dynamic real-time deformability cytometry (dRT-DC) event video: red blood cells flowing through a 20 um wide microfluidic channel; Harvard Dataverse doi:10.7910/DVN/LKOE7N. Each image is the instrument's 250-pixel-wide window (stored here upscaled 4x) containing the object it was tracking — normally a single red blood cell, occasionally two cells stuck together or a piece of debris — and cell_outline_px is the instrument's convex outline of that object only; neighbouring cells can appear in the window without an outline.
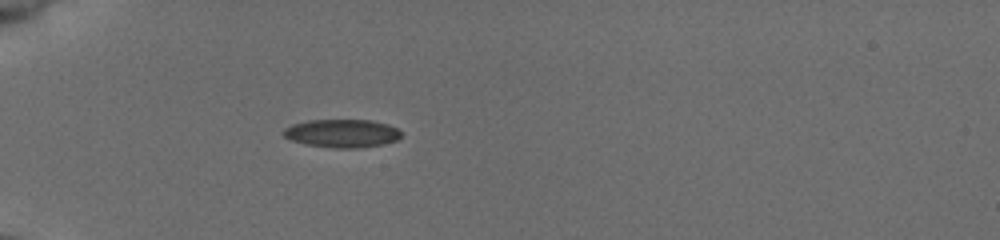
{"species": "common noctule bat (a hibernating species)", "species_latin": "Nyctalus noctula", "temperature_condition": "cold", "stored_images_in_passage": 37, "camera_frame_rate_fps": 3000, "um_per_image_px": 0.085, "animal": {"sex": "female", "body_mass_g": 19.5, "forearm_length_mm": 54.1}, "frame": {"image": 1, "passage_image": 1, "time_ms": 0.0, "image_size_px": [1000, 240], "cell_outline_px": [[400, 136], [396, 140], [380, 144], [356, 148], [336, 148], [308, 144], [292, 140], [284, 136], [280, 132], [284, 128], [292, 124], [308, 120], [372, 120], [388, 124], [396, 128], [400, 132]], "centroid_in_image_um": [29.03, 11.32], "position_along_channel_um": 56.0, "area_um2": 19.13}}
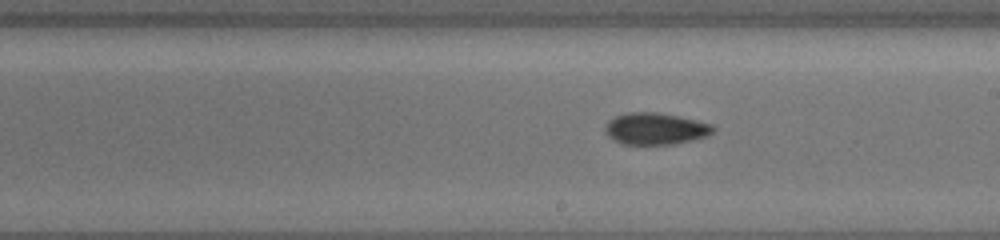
{"frame": {"image": 2, "passage_image": 16, "time_ms": 5.0, "image_size_px": [1000, 240], "cell_outline_px": [[716, 128], [708, 136], [692, 140], [672, 144], [624, 144], [608, 136], [604, 128], [608, 120], [616, 116], [628, 112], [656, 112], [676, 116], [712, 124]], "centroid_in_image_um": [55.71, 10.94], "position_along_channel_um": 233.3, "area_um2": 19.77}}
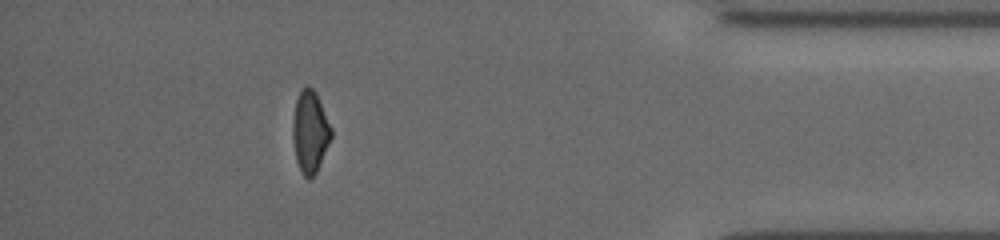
{"frame": {"image": 3, "passage_image": 32, "time_ms": 10.333, "image_size_px": [1000, 240], "cell_outline_px": [[332, 136], [320, 164], [316, 172], [308, 180], [304, 176], [296, 160], [292, 136], [292, 128], [296, 100], [300, 88], [308, 84], [316, 92], [332, 128]], "centroid_in_image_um": [26.35, 11.16], "position_along_channel_um": 408.8, "area_um2": 18.38}, "authors_computed_cell_mechanics": {"area_um2": 19.1896, "velocity_mm_per_s": 3.9446, "shape_relaxation_time_tau1_ms": 9.1412, "shape_relaxation_time_tau2_ms": 3.0071, "deformation_change_tau1": 0.1905, "deformation_change_tau2": 0.0789}}